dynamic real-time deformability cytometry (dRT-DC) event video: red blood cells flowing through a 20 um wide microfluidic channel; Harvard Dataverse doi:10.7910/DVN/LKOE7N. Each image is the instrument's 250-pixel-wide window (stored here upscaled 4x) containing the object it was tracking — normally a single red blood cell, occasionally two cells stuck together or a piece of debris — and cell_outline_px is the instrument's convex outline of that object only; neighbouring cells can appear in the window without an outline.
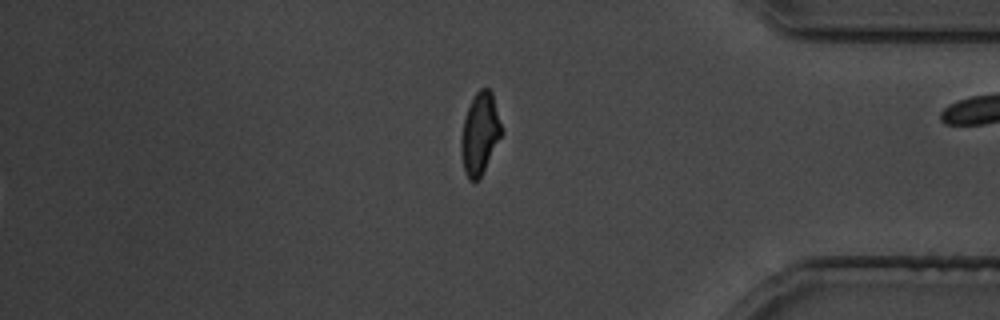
{"species": "common noctule bat (a hibernating species)", "species_latin": "Nyctalus noctula", "temperature_condition": "cold", "stored_images_in_passage": 37, "segment_of_instrument_passage": [2, 2], "camera_frame_rate_fps": 3000, "um_per_image_px": 0.085, "animal": {"sex": "male", "body_mass_g": 19.5, "forearm_length_mm": 54.6}, "frame": {"image": 1, "passage_image": 37, "time_ms": 44.333, "image_size_px": [1000, 320], "cell_outline_px": [[504, 132], [480, 180], [468, 180], [464, 172], [460, 152], [460, 140], [464, 120], [468, 108], [476, 92], [480, 88], [488, 88], [492, 92]], "centroid_in_image_um": [40.8, 11.4], "position_along_channel_um": 394.4, "area_um2": 19.59}}